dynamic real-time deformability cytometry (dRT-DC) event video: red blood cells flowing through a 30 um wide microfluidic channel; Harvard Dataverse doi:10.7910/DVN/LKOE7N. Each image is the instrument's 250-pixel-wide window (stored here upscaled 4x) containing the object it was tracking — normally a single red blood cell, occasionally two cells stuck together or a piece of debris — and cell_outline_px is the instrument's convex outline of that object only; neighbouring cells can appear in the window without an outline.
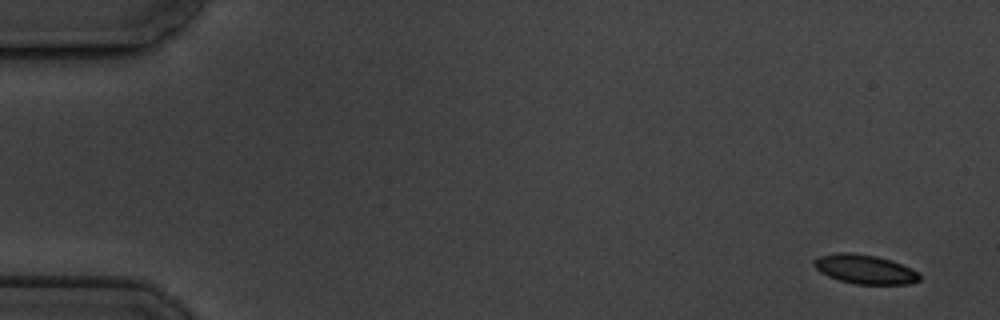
{"species": "common noctule bat (a hibernating species)", "species_latin": "Nyctalus noctula", "temperature_condition": "cold", "stored_images_in_passage": 11, "camera_frame_rate_fps": 3000, "um_per_image_px": 0.085, "animal": {"sex": "male", "body_mass_g": 19.5, "forearm_length_mm": 54.6}, "frame": {"image": 1, "passage_image": 1, "time_ms": 0.0, "image_size_px": [1000, 320], "cell_outline_px": [[920, 280], [908, 284], [856, 284], [840, 280], [828, 276], [820, 272], [812, 264], [812, 260], [820, 256], [836, 252], [852, 252], [876, 256], [900, 264], [920, 272]], "centroid_in_image_um": [73.48, 22.88], "position_along_channel_um": 11.5, "area_um2": 17.92}}
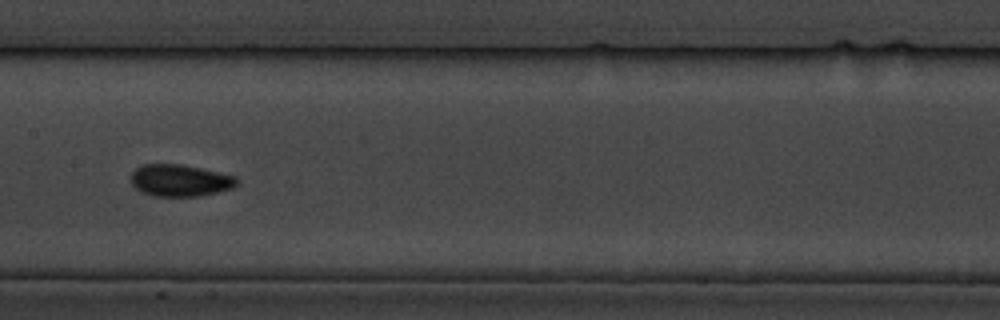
{"frame": {"image": 2, "passage_image": 8, "time_ms": 9.0, "image_size_px": [1000, 320], "cell_outline_px": [[236, 184], [232, 188], [200, 196], [156, 196], [140, 192], [132, 184], [132, 172], [136, 168], [144, 164], [180, 164], [200, 168], [236, 176]], "centroid_in_image_um": [15.28, 15.34], "position_along_channel_um": 192.1, "area_um2": 19.48}}
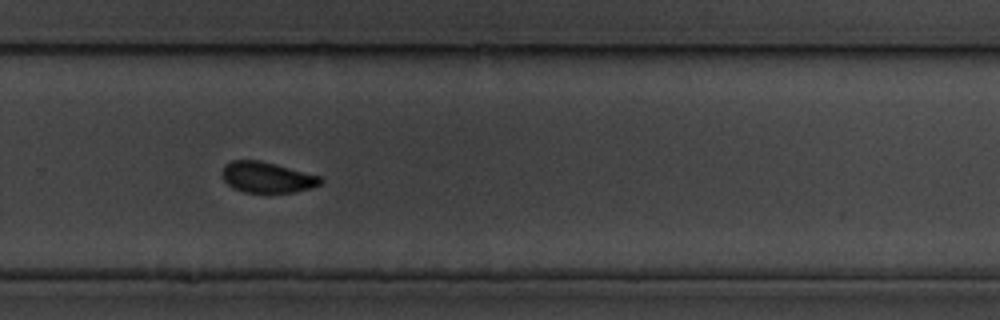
{"frame": {"image": 3, "passage_image": 11, "time_ms": 12.333, "image_size_px": [1000, 320], "cell_outline_px": [[324, 180], [320, 184], [312, 188], [292, 192], [244, 192], [232, 188], [224, 180], [224, 164], [232, 160], [260, 160], [320, 176]], "centroid_in_image_um": [22.71, 15.07], "position_along_channel_um": 307.1, "area_um2": 17.46}}